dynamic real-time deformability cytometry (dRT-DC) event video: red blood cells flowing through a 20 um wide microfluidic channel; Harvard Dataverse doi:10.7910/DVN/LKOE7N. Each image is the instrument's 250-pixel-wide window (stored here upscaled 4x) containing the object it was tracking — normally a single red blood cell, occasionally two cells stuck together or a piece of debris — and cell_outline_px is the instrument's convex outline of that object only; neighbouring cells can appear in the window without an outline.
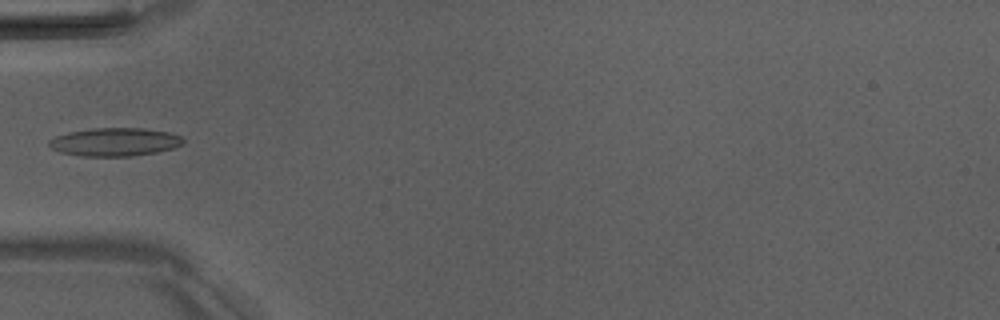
{"species": "Egyptian fruit bat (a non-hibernating species)", "species_latin": "Rousettus aegyptiacus", "temperature_condition": "room temperature", "stored_images_in_passage": 6, "camera_frame_rate_fps": 3000, "um_per_image_px": 0.085, "animal": {"sex": "male"}, "frame": {"image": 1, "passage_image": 6, "time_ms": 5.667, "image_size_px": [1000, 320], "cell_outline_px": [[184, 144], [172, 148], [156, 152], [132, 156], [80, 156], [60, 152], [52, 148], [48, 144], [48, 140], [56, 136], [68, 132], [92, 128], [144, 128], [168, 132], [180, 136], [184, 140]], "centroid_in_image_um": [9.74, 12.06], "position_along_channel_um": 75.3, "area_um2": 22.08}}